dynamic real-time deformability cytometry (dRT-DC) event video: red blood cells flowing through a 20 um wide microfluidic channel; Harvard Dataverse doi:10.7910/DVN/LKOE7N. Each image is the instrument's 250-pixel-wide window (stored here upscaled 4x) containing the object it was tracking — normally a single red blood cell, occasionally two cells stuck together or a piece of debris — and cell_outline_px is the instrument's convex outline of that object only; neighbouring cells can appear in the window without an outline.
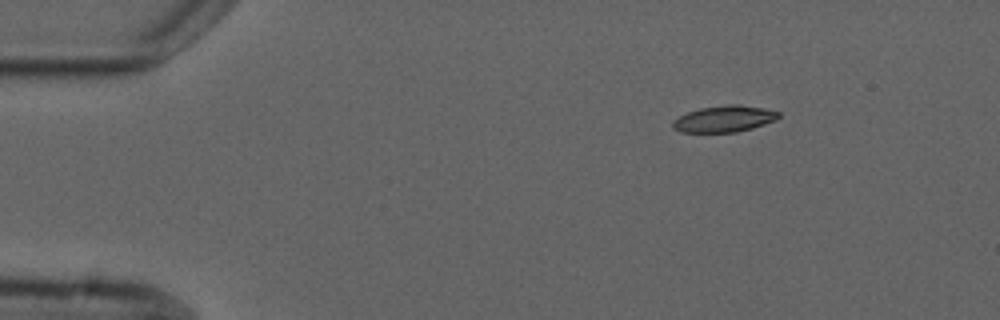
{"species": "common noctule bat (a hibernating species)", "species_latin": "Nyctalus noctula", "temperature_condition": "cold", "stored_images_in_passage": 4, "camera_frame_rate_fps": 3000, "um_per_image_px": 0.085, "animal": {"sex": "male", "forearm_length_mm": 52.5}, "frame": {"image": 1, "passage_image": 1, "time_ms": 0.0, "image_size_px": [1000, 320], "cell_outline_px": [[780, 116], [776, 120], [752, 128], [736, 132], [680, 132], [672, 128], [672, 120], [688, 112], [700, 108], [728, 104], [740, 104], [764, 108], [780, 112]], "centroid_in_image_um": [61.56, 10.1], "position_along_channel_um": 23.4, "area_um2": 16.36}}
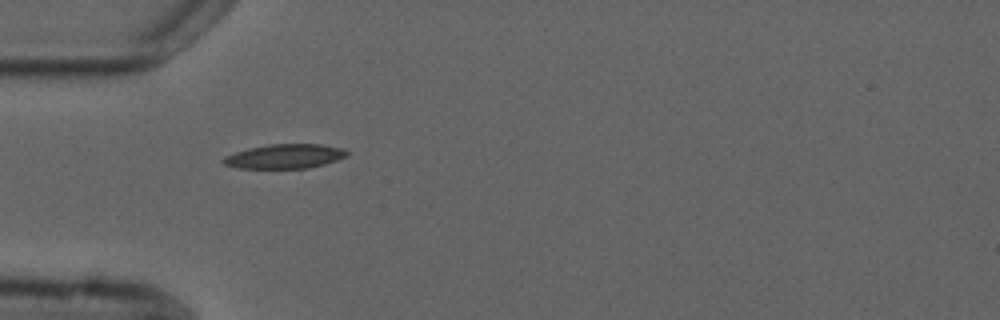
{"frame": {"image": 2, "passage_image": 3, "time_ms": 3.0, "image_size_px": [1000, 320], "cell_outline_px": [[348, 156], [324, 164], [308, 168], [236, 168], [224, 164], [220, 160], [224, 156], [248, 148], [268, 144], [320, 144], [344, 148], [348, 152]], "centroid_in_image_um": [24.2, 13.28], "position_along_channel_um": 60.8, "area_um2": 17.63}}
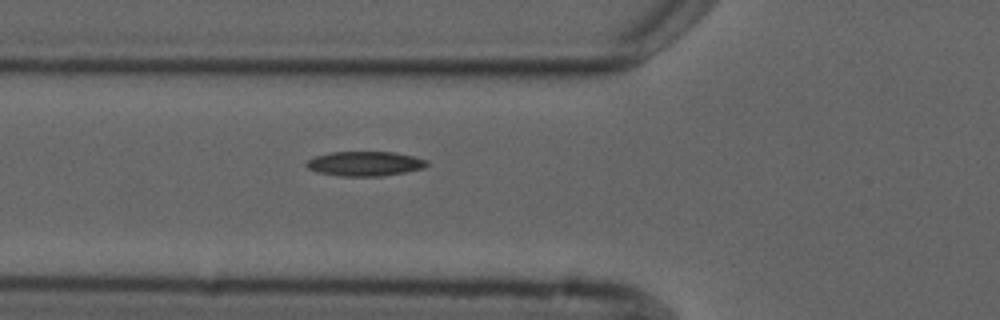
{"frame": {"image": 3, "passage_image": 4, "time_ms": 4.0, "image_size_px": [1000, 320], "cell_outline_px": [[428, 164], [424, 168], [404, 172], [380, 176], [340, 176], [316, 172], [308, 168], [304, 164], [308, 160], [316, 156], [332, 152], [392, 152], [412, 156], [428, 160]], "centroid_in_image_um": [31.0, 13.91], "position_along_channel_um": 94.8, "area_um2": 17.17}}